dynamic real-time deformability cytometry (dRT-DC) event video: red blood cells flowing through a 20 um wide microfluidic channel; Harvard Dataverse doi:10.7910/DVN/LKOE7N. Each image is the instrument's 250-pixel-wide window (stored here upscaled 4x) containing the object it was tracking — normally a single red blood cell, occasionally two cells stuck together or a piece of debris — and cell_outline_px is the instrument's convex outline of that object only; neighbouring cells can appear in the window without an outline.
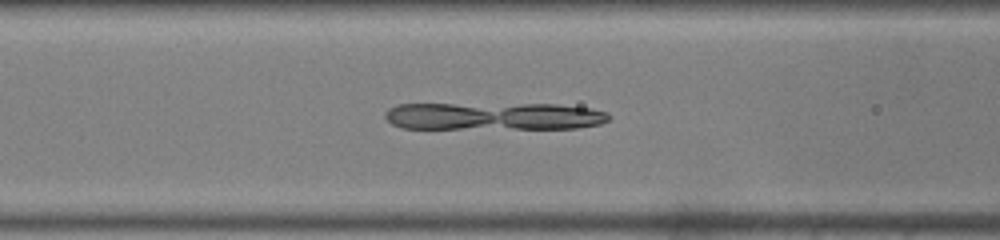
{"species": "common noctule bat (a hibernating species)", "species_latin": "Nyctalus noctula", "temperature_condition": "warm", "stored_images_in_passage": 35, "camera_frame_rate_fps": 3000, "um_per_image_px": 0.085, "animal": {"sex": "male", "body_mass_g": 19.0, "forearm_length_mm": 50.8}, "frame": {"image": 1, "passage_image": 6, "time_ms": 1.667, "image_size_px": [1000, 240], "cell_outline_px": [[608, 120], [600, 124], [576, 128], [404, 128], [392, 124], [384, 116], [384, 112], [388, 108], [396, 104], [556, 104], [592, 108], [608, 112]], "centroid_in_image_um": [41.95, 9.87], "position_along_channel_um": 124.6, "area_um2": 36.01}}